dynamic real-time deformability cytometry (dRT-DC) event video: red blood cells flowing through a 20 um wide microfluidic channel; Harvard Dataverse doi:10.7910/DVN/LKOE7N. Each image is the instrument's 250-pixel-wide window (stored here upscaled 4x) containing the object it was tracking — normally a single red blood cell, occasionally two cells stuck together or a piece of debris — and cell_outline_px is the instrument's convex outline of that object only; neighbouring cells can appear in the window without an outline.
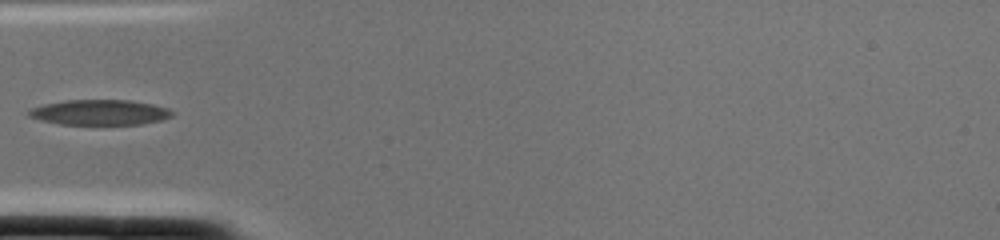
{"species": "common noctule bat (a hibernating species)", "species_latin": "Nyctalus noctula", "temperature_condition": "cold", "stored_images_in_passage": 2, "camera_frame_rate_fps": 3000, "um_per_image_px": 0.085, "animal": {"sex": "female", "body_mass_g": 22.0, "forearm_length_mm": 56.7}, "frame": {"image": 1, "passage_image": 2, "time_ms": 0.333, "image_size_px": [1000, 240], "cell_outline_px": [[176, 112], [172, 116], [160, 120], [140, 124], [60, 124], [40, 120], [28, 116], [28, 108], [44, 104], [68, 100], [128, 100], [152, 104], [168, 108]], "centroid_in_image_um": [8.47, 9.55], "position_along_channel_um": 76.5, "area_um2": 21.1}}